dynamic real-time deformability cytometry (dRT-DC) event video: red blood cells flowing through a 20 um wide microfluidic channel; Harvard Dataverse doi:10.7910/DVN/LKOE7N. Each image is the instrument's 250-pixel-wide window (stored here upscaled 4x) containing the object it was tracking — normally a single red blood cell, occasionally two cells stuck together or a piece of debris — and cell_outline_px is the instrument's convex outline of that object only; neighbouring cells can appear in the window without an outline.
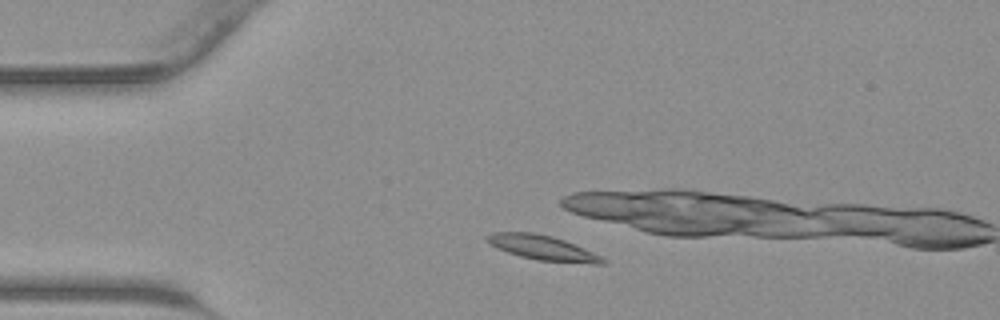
{"species": "common noctule bat (a hibernating species)", "species_latin": "Nyctalus noctula", "temperature_condition": "warm", "stored_images_in_passage": 37, "camera_frame_rate_fps": 3000, "um_per_image_px": 0.085, "animal": {"sex": "male", "body_mass_g": 23.1, "forearm_length_mm": 52.7}, "frame": {"image": 1, "passage_image": 1, "time_ms": 0.0, "image_size_px": [1000, 320], "cell_outline_px": [[608, 260], [604, 264], [592, 264], [540, 260], [520, 256], [496, 248], [488, 244], [484, 240], [484, 236], [492, 232], [532, 232], [552, 236], [564, 240], [592, 252]], "centroid_in_image_um": [46.07, 21.05], "position_along_channel_um": 38.9, "area_um2": 16.7}}